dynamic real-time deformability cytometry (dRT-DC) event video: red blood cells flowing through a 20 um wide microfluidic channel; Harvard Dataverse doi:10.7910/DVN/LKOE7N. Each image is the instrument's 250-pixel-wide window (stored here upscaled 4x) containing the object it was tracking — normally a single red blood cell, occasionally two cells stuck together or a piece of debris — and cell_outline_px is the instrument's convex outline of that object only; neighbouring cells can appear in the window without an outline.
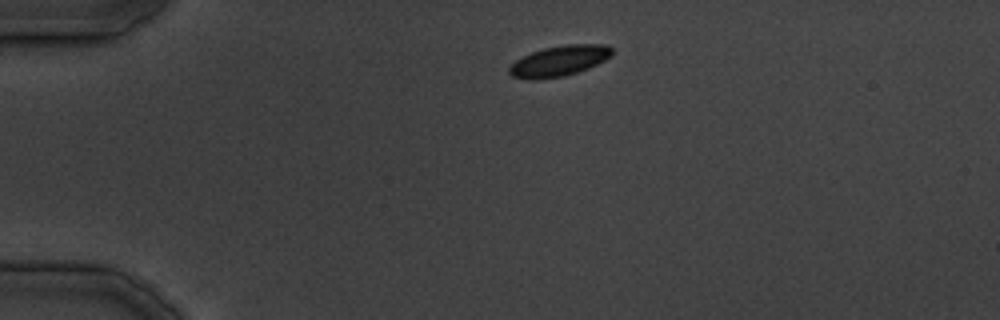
{"species": "common noctule bat (a hibernating species)", "species_latin": "Nyctalus noctula", "temperature_condition": "cold", "stored_images_in_passage": 7, "camera_frame_rate_fps": 3000, "um_per_image_px": 0.085, "animal": {"sex": "male", "body_mass_g": 19.5, "forearm_length_mm": 54.6}, "frame": {"image": 1, "passage_image": 1, "time_ms": 0.0, "image_size_px": [1000, 320], "cell_outline_px": [[612, 56], [588, 68], [564, 76], [532, 80], [528, 80], [512, 76], [508, 72], [508, 68], [516, 60], [532, 52], [544, 48], [568, 44], [608, 44], [612, 48]], "centroid_in_image_um": [47.54, 5.18], "position_along_channel_um": 37.5, "area_um2": 18.21}}